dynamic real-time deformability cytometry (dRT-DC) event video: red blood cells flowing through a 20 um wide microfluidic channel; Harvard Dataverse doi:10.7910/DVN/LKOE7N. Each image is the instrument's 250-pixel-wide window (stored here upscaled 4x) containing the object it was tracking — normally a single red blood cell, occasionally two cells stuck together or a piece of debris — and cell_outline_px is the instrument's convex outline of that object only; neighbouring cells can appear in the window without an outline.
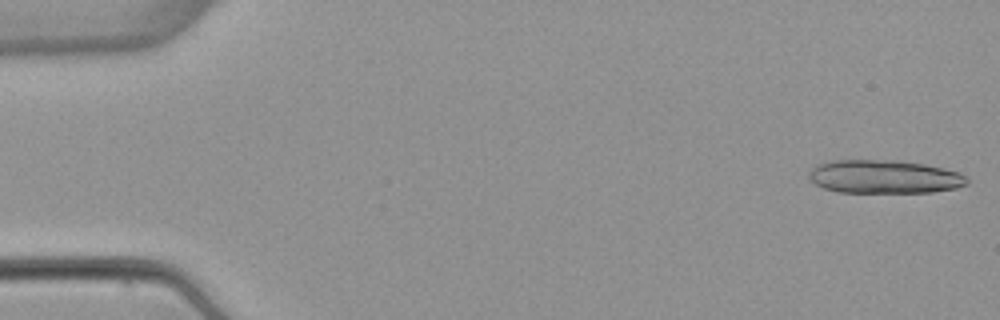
{"species": "common noctule bat (a hibernating species)", "species_latin": "Nyctalus noctula", "temperature_condition": "warm", "stored_images_in_passage": 14, "camera_frame_rate_fps": 3000, "um_per_image_px": 0.085, "animal": {"sex": "female", "body_mass_g": 22.7, "forearm_length_mm": 54.2}, "frame": {"image": 1, "passage_image": 1, "time_ms": 0.0, "image_size_px": [1000, 320], "cell_outline_px": [[968, 184], [956, 188], [932, 192], [836, 192], [824, 188], [816, 184], [808, 176], [808, 172], [816, 164], [832, 160], [900, 160], [924, 164], [944, 168], [960, 172], [968, 176]], "centroid_in_image_um": [75.18, 15.01], "position_along_channel_um": 9.8, "area_um2": 31.04}}